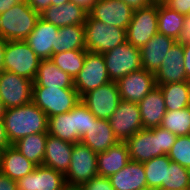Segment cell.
Segmentation results:
<instances>
[{
  "mask_svg": "<svg viewBox=\"0 0 190 190\" xmlns=\"http://www.w3.org/2000/svg\"><path fill=\"white\" fill-rule=\"evenodd\" d=\"M66 2H69V0H52L51 5L59 6V5H62Z\"/></svg>",
  "mask_w": 190,
  "mask_h": 190,
  "instance_id": "51",
  "label": "cell"
},
{
  "mask_svg": "<svg viewBox=\"0 0 190 190\" xmlns=\"http://www.w3.org/2000/svg\"><path fill=\"white\" fill-rule=\"evenodd\" d=\"M167 156L172 162L190 170V135L177 136Z\"/></svg>",
  "mask_w": 190,
  "mask_h": 190,
  "instance_id": "37",
  "label": "cell"
},
{
  "mask_svg": "<svg viewBox=\"0 0 190 190\" xmlns=\"http://www.w3.org/2000/svg\"><path fill=\"white\" fill-rule=\"evenodd\" d=\"M73 146V143L63 141L48 134L42 165L65 175L70 166Z\"/></svg>",
  "mask_w": 190,
  "mask_h": 190,
  "instance_id": "21",
  "label": "cell"
},
{
  "mask_svg": "<svg viewBox=\"0 0 190 190\" xmlns=\"http://www.w3.org/2000/svg\"><path fill=\"white\" fill-rule=\"evenodd\" d=\"M143 128L158 127L167 111L163 94L158 86L152 89L139 103Z\"/></svg>",
  "mask_w": 190,
  "mask_h": 190,
  "instance_id": "24",
  "label": "cell"
},
{
  "mask_svg": "<svg viewBox=\"0 0 190 190\" xmlns=\"http://www.w3.org/2000/svg\"><path fill=\"white\" fill-rule=\"evenodd\" d=\"M36 165L26 159L12 145L1 150L0 154V172L7 175L14 181L20 180L22 177L30 174Z\"/></svg>",
  "mask_w": 190,
  "mask_h": 190,
  "instance_id": "25",
  "label": "cell"
},
{
  "mask_svg": "<svg viewBox=\"0 0 190 190\" xmlns=\"http://www.w3.org/2000/svg\"><path fill=\"white\" fill-rule=\"evenodd\" d=\"M97 175V154L81 142L74 143L66 184L81 185Z\"/></svg>",
  "mask_w": 190,
  "mask_h": 190,
  "instance_id": "10",
  "label": "cell"
},
{
  "mask_svg": "<svg viewBox=\"0 0 190 190\" xmlns=\"http://www.w3.org/2000/svg\"><path fill=\"white\" fill-rule=\"evenodd\" d=\"M95 119L96 117L81 101L75 106V132L80 137L88 132L91 122H95Z\"/></svg>",
  "mask_w": 190,
  "mask_h": 190,
  "instance_id": "38",
  "label": "cell"
},
{
  "mask_svg": "<svg viewBox=\"0 0 190 190\" xmlns=\"http://www.w3.org/2000/svg\"><path fill=\"white\" fill-rule=\"evenodd\" d=\"M118 86L115 81L89 91L81 97V102L98 119L109 120L120 102Z\"/></svg>",
  "mask_w": 190,
  "mask_h": 190,
  "instance_id": "12",
  "label": "cell"
},
{
  "mask_svg": "<svg viewBox=\"0 0 190 190\" xmlns=\"http://www.w3.org/2000/svg\"><path fill=\"white\" fill-rule=\"evenodd\" d=\"M162 3L169 9H172L184 16H188L190 14V0H163Z\"/></svg>",
  "mask_w": 190,
  "mask_h": 190,
  "instance_id": "40",
  "label": "cell"
},
{
  "mask_svg": "<svg viewBox=\"0 0 190 190\" xmlns=\"http://www.w3.org/2000/svg\"><path fill=\"white\" fill-rule=\"evenodd\" d=\"M41 59L22 41H7L4 54V71H9L18 76L35 80Z\"/></svg>",
  "mask_w": 190,
  "mask_h": 190,
  "instance_id": "6",
  "label": "cell"
},
{
  "mask_svg": "<svg viewBox=\"0 0 190 190\" xmlns=\"http://www.w3.org/2000/svg\"><path fill=\"white\" fill-rule=\"evenodd\" d=\"M66 185L65 176L44 165L17 181L18 190H61Z\"/></svg>",
  "mask_w": 190,
  "mask_h": 190,
  "instance_id": "18",
  "label": "cell"
},
{
  "mask_svg": "<svg viewBox=\"0 0 190 190\" xmlns=\"http://www.w3.org/2000/svg\"><path fill=\"white\" fill-rule=\"evenodd\" d=\"M70 2H73L74 4L78 5L82 9H84L86 12H90L93 8V5L98 0H69Z\"/></svg>",
  "mask_w": 190,
  "mask_h": 190,
  "instance_id": "46",
  "label": "cell"
},
{
  "mask_svg": "<svg viewBox=\"0 0 190 190\" xmlns=\"http://www.w3.org/2000/svg\"><path fill=\"white\" fill-rule=\"evenodd\" d=\"M33 87L74 88V79L59 69L51 59H43L38 67Z\"/></svg>",
  "mask_w": 190,
  "mask_h": 190,
  "instance_id": "27",
  "label": "cell"
},
{
  "mask_svg": "<svg viewBox=\"0 0 190 190\" xmlns=\"http://www.w3.org/2000/svg\"><path fill=\"white\" fill-rule=\"evenodd\" d=\"M176 41L164 34H155L149 42L140 48L142 68L156 73L161 66L168 50Z\"/></svg>",
  "mask_w": 190,
  "mask_h": 190,
  "instance_id": "19",
  "label": "cell"
},
{
  "mask_svg": "<svg viewBox=\"0 0 190 190\" xmlns=\"http://www.w3.org/2000/svg\"><path fill=\"white\" fill-rule=\"evenodd\" d=\"M25 0H0V14L11 9L12 6H15L17 3L23 2Z\"/></svg>",
  "mask_w": 190,
  "mask_h": 190,
  "instance_id": "48",
  "label": "cell"
},
{
  "mask_svg": "<svg viewBox=\"0 0 190 190\" xmlns=\"http://www.w3.org/2000/svg\"><path fill=\"white\" fill-rule=\"evenodd\" d=\"M170 162L167 155L153 157L151 160L143 162L148 190H162L166 167H169Z\"/></svg>",
  "mask_w": 190,
  "mask_h": 190,
  "instance_id": "33",
  "label": "cell"
},
{
  "mask_svg": "<svg viewBox=\"0 0 190 190\" xmlns=\"http://www.w3.org/2000/svg\"><path fill=\"white\" fill-rule=\"evenodd\" d=\"M40 14L26 1L0 14V37L7 41L25 40L35 28Z\"/></svg>",
  "mask_w": 190,
  "mask_h": 190,
  "instance_id": "3",
  "label": "cell"
},
{
  "mask_svg": "<svg viewBox=\"0 0 190 190\" xmlns=\"http://www.w3.org/2000/svg\"><path fill=\"white\" fill-rule=\"evenodd\" d=\"M134 10L120 0H98L89 14L106 25L127 30Z\"/></svg>",
  "mask_w": 190,
  "mask_h": 190,
  "instance_id": "15",
  "label": "cell"
},
{
  "mask_svg": "<svg viewBox=\"0 0 190 190\" xmlns=\"http://www.w3.org/2000/svg\"><path fill=\"white\" fill-rule=\"evenodd\" d=\"M82 190H115L109 178L97 175L93 177L90 181H87L80 185Z\"/></svg>",
  "mask_w": 190,
  "mask_h": 190,
  "instance_id": "39",
  "label": "cell"
},
{
  "mask_svg": "<svg viewBox=\"0 0 190 190\" xmlns=\"http://www.w3.org/2000/svg\"><path fill=\"white\" fill-rule=\"evenodd\" d=\"M158 33V2L136 9L126 30V41L141 48Z\"/></svg>",
  "mask_w": 190,
  "mask_h": 190,
  "instance_id": "8",
  "label": "cell"
},
{
  "mask_svg": "<svg viewBox=\"0 0 190 190\" xmlns=\"http://www.w3.org/2000/svg\"><path fill=\"white\" fill-rule=\"evenodd\" d=\"M190 187V170L178 163L170 162L166 167L165 182L162 190H183Z\"/></svg>",
  "mask_w": 190,
  "mask_h": 190,
  "instance_id": "36",
  "label": "cell"
},
{
  "mask_svg": "<svg viewBox=\"0 0 190 190\" xmlns=\"http://www.w3.org/2000/svg\"><path fill=\"white\" fill-rule=\"evenodd\" d=\"M160 126L176 136L190 135V106L180 110L166 111Z\"/></svg>",
  "mask_w": 190,
  "mask_h": 190,
  "instance_id": "35",
  "label": "cell"
},
{
  "mask_svg": "<svg viewBox=\"0 0 190 190\" xmlns=\"http://www.w3.org/2000/svg\"><path fill=\"white\" fill-rule=\"evenodd\" d=\"M184 66V45L175 42L154 74L156 86L186 81Z\"/></svg>",
  "mask_w": 190,
  "mask_h": 190,
  "instance_id": "17",
  "label": "cell"
},
{
  "mask_svg": "<svg viewBox=\"0 0 190 190\" xmlns=\"http://www.w3.org/2000/svg\"><path fill=\"white\" fill-rule=\"evenodd\" d=\"M177 136L161 126L143 128L125 141L130 160L143 163L153 157L168 155Z\"/></svg>",
  "mask_w": 190,
  "mask_h": 190,
  "instance_id": "2",
  "label": "cell"
},
{
  "mask_svg": "<svg viewBox=\"0 0 190 190\" xmlns=\"http://www.w3.org/2000/svg\"><path fill=\"white\" fill-rule=\"evenodd\" d=\"M102 55L111 81L142 69L140 49L127 41Z\"/></svg>",
  "mask_w": 190,
  "mask_h": 190,
  "instance_id": "7",
  "label": "cell"
},
{
  "mask_svg": "<svg viewBox=\"0 0 190 190\" xmlns=\"http://www.w3.org/2000/svg\"><path fill=\"white\" fill-rule=\"evenodd\" d=\"M120 1L126 3L133 10L144 8L155 3L154 0H120Z\"/></svg>",
  "mask_w": 190,
  "mask_h": 190,
  "instance_id": "44",
  "label": "cell"
},
{
  "mask_svg": "<svg viewBox=\"0 0 190 190\" xmlns=\"http://www.w3.org/2000/svg\"><path fill=\"white\" fill-rule=\"evenodd\" d=\"M186 82H187V84H188V88H189V95H190V77H189V78H187Z\"/></svg>",
  "mask_w": 190,
  "mask_h": 190,
  "instance_id": "53",
  "label": "cell"
},
{
  "mask_svg": "<svg viewBox=\"0 0 190 190\" xmlns=\"http://www.w3.org/2000/svg\"><path fill=\"white\" fill-rule=\"evenodd\" d=\"M83 49H86L84 25L78 24L59 27L56 53Z\"/></svg>",
  "mask_w": 190,
  "mask_h": 190,
  "instance_id": "30",
  "label": "cell"
},
{
  "mask_svg": "<svg viewBox=\"0 0 190 190\" xmlns=\"http://www.w3.org/2000/svg\"><path fill=\"white\" fill-rule=\"evenodd\" d=\"M120 99L139 103L152 89L156 87L154 73L145 69L131 72L116 81Z\"/></svg>",
  "mask_w": 190,
  "mask_h": 190,
  "instance_id": "14",
  "label": "cell"
},
{
  "mask_svg": "<svg viewBox=\"0 0 190 190\" xmlns=\"http://www.w3.org/2000/svg\"><path fill=\"white\" fill-rule=\"evenodd\" d=\"M0 190H18L17 182L0 172Z\"/></svg>",
  "mask_w": 190,
  "mask_h": 190,
  "instance_id": "43",
  "label": "cell"
},
{
  "mask_svg": "<svg viewBox=\"0 0 190 190\" xmlns=\"http://www.w3.org/2000/svg\"><path fill=\"white\" fill-rule=\"evenodd\" d=\"M179 44H190V14L184 17V25L176 41Z\"/></svg>",
  "mask_w": 190,
  "mask_h": 190,
  "instance_id": "41",
  "label": "cell"
},
{
  "mask_svg": "<svg viewBox=\"0 0 190 190\" xmlns=\"http://www.w3.org/2000/svg\"><path fill=\"white\" fill-rule=\"evenodd\" d=\"M3 121L11 145L27 135L48 133V117L33 102L5 109Z\"/></svg>",
  "mask_w": 190,
  "mask_h": 190,
  "instance_id": "1",
  "label": "cell"
},
{
  "mask_svg": "<svg viewBox=\"0 0 190 190\" xmlns=\"http://www.w3.org/2000/svg\"><path fill=\"white\" fill-rule=\"evenodd\" d=\"M7 40L0 37V73L4 71V54Z\"/></svg>",
  "mask_w": 190,
  "mask_h": 190,
  "instance_id": "49",
  "label": "cell"
},
{
  "mask_svg": "<svg viewBox=\"0 0 190 190\" xmlns=\"http://www.w3.org/2000/svg\"><path fill=\"white\" fill-rule=\"evenodd\" d=\"M87 16L88 12L70 1L59 6L51 5L40 13V18L57 27L84 25Z\"/></svg>",
  "mask_w": 190,
  "mask_h": 190,
  "instance_id": "20",
  "label": "cell"
},
{
  "mask_svg": "<svg viewBox=\"0 0 190 190\" xmlns=\"http://www.w3.org/2000/svg\"><path fill=\"white\" fill-rule=\"evenodd\" d=\"M155 2H162L163 0H154Z\"/></svg>",
  "mask_w": 190,
  "mask_h": 190,
  "instance_id": "54",
  "label": "cell"
},
{
  "mask_svg": "<svg viewBox=\"0 0 190 190\" xmlns=\"http://www.w3.org/2000/svg\"><path fill=\"white\" fill-rule=\"evenodd\" d=\"M27 4L35 10L37 13H42L49 6H51L52 0H25Z\"/></svg>",
  "mask_w": 190,
  "mask_h": 190,
  "instance_id": "42",
  "label": "cell"
},
{
  "mask_svg": "<svg viewBox=\"0 0 190 190\" xmlns=\"http://www.w3.org/2000/svg\"><path fill=\"white\" fill-rule=\"evenodd\" d=\"M3 119H0V149L10 146Z\"/></svg>",
  "mask_w": 190,
  "mask_h": 190,
  "instance_id": "45",
  "label": "cell"
},
{
  "mask_svg": "<svg viewBox=\"0 0 190 190\" xmlns=\"http://www.w3.org/2000/svg\"><path fill=\"white\" fill-rule=\"evenodd\" d=\"M5 108L3 103L0 101V119H3Z\"/></svg>",
  "mask_w": 190,
  "mask_h": 190,
  "instance_id": "52",
  "label": "cell"
},
{
  "mask_svg": "<svg viewBox=\"0 0 190 190\" xmlns=\"http://www.w3.org/2000/svg\"><path fill=\"white\" fill-rule=\"evenodd\" d=\"M109 122L119 142H125L143 129L138 103L130 101L120 100Z\"/></svg>",
  "mask_w": 190,
  "mask_h": 190,
  "instance_id": "13",
  "label": "cell"
},
{
  "mask_svg": "<svg viewBox=\"0 0 190 190\" xmlns=\"http://www.w3.org/2000/svg\"><path fill=\"white\" fill-rule=\"evenodd\" d=\"M184 69L187 78L190 77V44L184 45Z\"/></svg>",
  "mask_w": 190,
  "mask_h": 190,
  "instance_id": "47",
  "label": "cell"
},
{
  "mask_svg": "<svg viewBox=\"0 0 190 190\" xmlns=\"http://www.w3.org/2000/svg\"><path fill=\"white\" fill-rule=\"evenodd\" d=\"M110 81L104 56L100 53L87 51L83 67L74 78V88L80 98Z\"/></svg>",
  "mask_w": 190,
  "mask_h": 190,
  "instance_id": "9",
  "label": "cell"
},
{
  "mask_svg": "<svg viewBox=\"0 0 190 190\" xmlns=\"http://www.w3.org/2000/svg\"><path fill=\"white\" fill-rule=\"evenodd\" d=\"M48 133L31 134L17 140L12 146L36 166L42 165Z\"/></svg>",
  "mask_w": 190,
  "mask_h": 190,
  "instance_id": "29",
  "label": "cell"
},
{
  "mask_svg": "<svg viewBox=\"0 0 190 190\" xmlns=\"http://www.w3.org/2000/svg\"><path fill=\"white\" fill-rule=\"evenodd\" d=\"M33 81L9 71L0 73V101L5 109L32 102Z\"/></svg>",
  "mask_w": 190,
  "mask_h": 190,
  "instance_id": "11",
  "label": "cell"
},
{
  "mask_svg": "<svg viewBox=\"0 0 190 190\" xmlns=\"http://www.w3.org/2000/svg\"><path fill=\"white\" fill-rule=\"evenodd\" d=\"M58 33L59 27L39 18L25 42L41 60L51 59L52 55L56 54Z\"/></svg>",
  "mask_w": 190,
  "mask_h": 190,
  "instance_id": "16",
  "label": "cell"
},
{
  "mask_svg": "<svg viewBox=\"0 0 190 190\" xmlns=\"http://www.w3.org/2000/svg\"><path fill=\"white\" fill-rule=\"evenodd\" d=\"M129 161L127 145L125 142H118L105 152L97 154L98 175L109 178L125 167Z\"/></svg>",
  "mask_w": 190,
  "mask_h": 190,
  "instance_id": "26",
  "label": "cell"
},
{
  "mask_svg": "<svg viewBox=\"0 0 190 190\" xmlns=\"http://www.w3.org/2000/svg\"><path fill=\"white\" fill-rule=\"evenodd\" d=\"M81 101L75 88L33 87L32 102L51 117L67 113Z\"/></svg>",
  "mask_w": 190,
  "mask_h": 190,
  "instance_id": "5",
  "label": "cell"
},
{
  "mask_svg": "<svg viewBox=\"0 0 190 190\" xmlns=\"http://www.w3.org/2000/svg\"><path fill=\"white\" fill-rule=\"evenodd\" d=\"M80 142L99 154L119 141L115 137L109 120L96 118L95 122H91L88 132L81 137Z\"/></svg>",
  "mask_w": 190,
  "mask_h": 190,
  "instance_id": "22",
  "label": "cell"
},
{
  "mask_svg": "<svg viewBox=\"0 0 190 190\" xmlns=\"http://www.w3.org/2000/svg\"><path fill=\"white\" fill-rule=\"evenodd\" d=\"M61 190H82L80 185H69L66 184Z\"/></svg>",
  "mask_w": 190,
  "mask_h": 190,
  "instance_id": "50",
  "label": "cell"
},
{
  "mask_svg": "<svg viewBox=\"0 0 190 190\" xmlns=\"http://www.w3.org/2000/svg\"><path fill=\"white\" fill-rule=\"evenodd\" d=\"M163 94L167 111L180 110L190 106L189 88L186 81L158 86Z\"/></svg>",
  "mask_w": 190,
  "mask_h": 190,
  "instance_id": "31",
  "label": "cell"
},
{
  "mask_svg": "<svg viewBox=\"0 0 190 190\" xmlns=\"http://www.w3.org/2000/svg\"><path fill=\"white\" fill-rule=\"evenodd\" d=\"M48 134L73 144L80 142L81 137L75 132V107L67 113L49 117Z\"/></svg>",
  "mask_w": 190,
  "mask_h": 190,
  "instance_id": "28",
  "label": "cell"
},
{
  "mask_svg": "<svg viewBox=\"0 0 190 190\" xmlns=\"http://www.w3.org/2000/svg\"><path fill=\"white\" fill-rule=\"evenodd\" d=\"M86 50L103 54L126 42V30L109 26L89 13L84 24Z\"/></svg>",
  "mask_w": 190,
  "mask_h": 190,
  "instance_id": "4",
  "label": "cell"
},
{
  "mask_svg": "<svg viewBox=\"0 0 190 190\" xmlns=\"http://www.w3.org/2000/svg\"><path fill=\"white\" fill-rule=\"evenodd\" d=\"M184 15L158 2V33L177 41L184 25Z\"/></svg>",
  "mask_w": 190,
  "mask_h": 190,
  "instance_id": "32",
  "label": "cell"
},
{
  "mask_svg": "<svg viewBox=\"0 0 190 190\" xmlns=\"http://www.w3.org/2000/svg\"><path fill=\"white\" fill-rule=\"evenodd\" d=\"M109 180L115 190H148L144 165L137 161L130 160Z\"/></svg>",
  "mask_w": 190,
  "mask_h": 190,
  "instance_id": "23",
  "label": "cell"
},
{
  "mask_svg": "<svg viewBox=\"0 0 190 190\" xmlns=\"http://www.w3.org/2000/svg\"><path fill=\"white\" fill-rule=\"evenodd\" d=\"M86 53V49L70 50L53 54L51 60L74 79L83 67Z\"/></svg>",
  "mask_w": 190,
  "mask_h": 190,
  "instance_id": "34",
  "label": "cell"
}]
</instances>
